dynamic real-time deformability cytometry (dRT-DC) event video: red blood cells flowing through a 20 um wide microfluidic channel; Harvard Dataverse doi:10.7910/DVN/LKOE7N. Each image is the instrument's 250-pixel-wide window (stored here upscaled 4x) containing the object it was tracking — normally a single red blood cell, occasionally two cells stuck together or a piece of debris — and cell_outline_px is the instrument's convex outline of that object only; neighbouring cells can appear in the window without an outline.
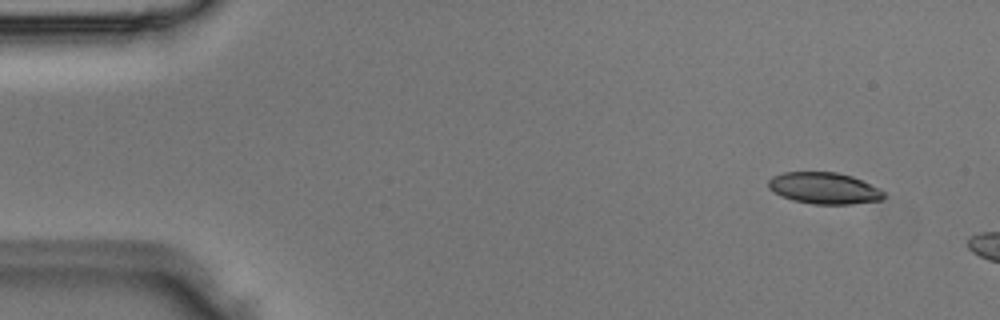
{"species": "Egyptian fruit bat (a non-hibernating species)", "species_latin": "Rousettus aegyptiacus", "temperature_condition": "room temperature", "stored_images_in_passage": 3, "camera_frame_rate_fps": 3000, "um_per_image_px": 0.085, "animal": {"sex": "male"}, "frame": {"image": 1, "passage_image": 1, "time_ms": 0.0, "image_size_px": [1000, 320], "cell_outline_px": [[884, 200], [852, 204], [812, 204], [792, 200], [780, 196], [768, 188], [768, 180], [772, 176], [784, 172], [836, 172], [852, 176], [880, 188], [884, 192]], "centroid_in_image_um": [70.05, 16.0], "position_along_channel_um": 14.9, "area_um2": 21.39}}